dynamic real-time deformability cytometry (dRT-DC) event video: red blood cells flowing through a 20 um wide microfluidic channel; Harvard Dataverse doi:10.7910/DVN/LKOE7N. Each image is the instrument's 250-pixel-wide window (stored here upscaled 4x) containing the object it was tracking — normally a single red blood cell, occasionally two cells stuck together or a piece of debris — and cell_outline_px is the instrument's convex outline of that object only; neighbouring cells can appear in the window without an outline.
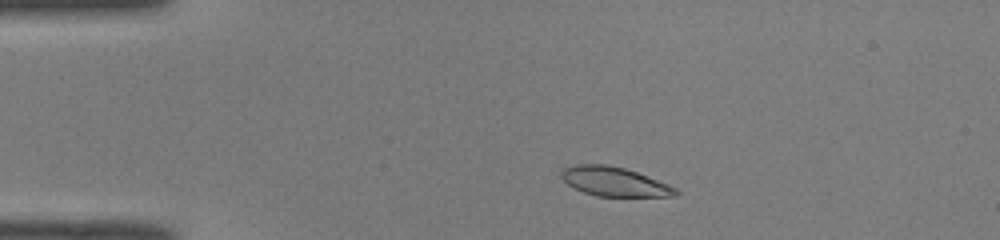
{"species": "common noctule bat (a hibernating species)", "species_latin": "Nyctalus noctula", "temperature_condition": "room temperature", "stored_images_in_passage": 45, "camera_frame_rate_fps": 3000, "um_per_image_px": 0.085, "animal": {"sex": "male", "body_mass_g": 19.0, "forearm_length_mm": 50.8}, "frame": {"image": 1, "passage_image": 5, "time_ms": 1.333, "image_size_px": [1000, 240], "cell_outline_px": [[680, 192], [676, 196], [596, 196], [584, 192], [568, 184], [560, 176], [560, 172], [564, 168], [576, 164], [608, 164], [624, 168], [636, 172], [668, 184], [676, 188]], "centroid_in_image_um": [52.21, 15.43], "position_along_channel_um": 32.8, "area_um2": 19.31}}
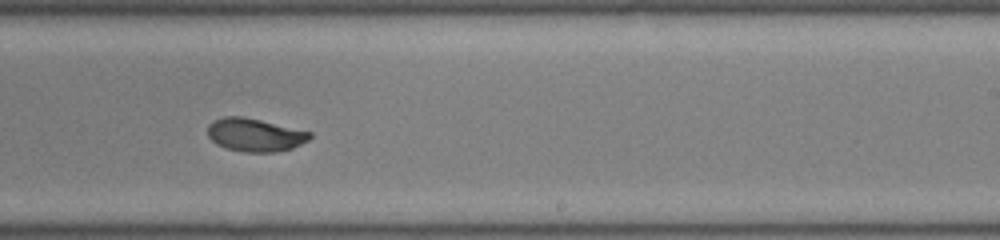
{"frame": {"image": 2, "passage_image": 26, "time_ms": 8.333, "image_size_px": [1000, 240], "cell_outline_px": [[312, 136], [308, 140], [292, 148], [276, 152], [244, 152], [228, 148], [216, 144], [208, 136], [208, 124], [212, 120], [224, 116], [244, 116], [312, 132]], "centroid_in_image_um": [21.65, 11.45], "position_along_channel_um": 267.3, "area_um2": 19.77}}
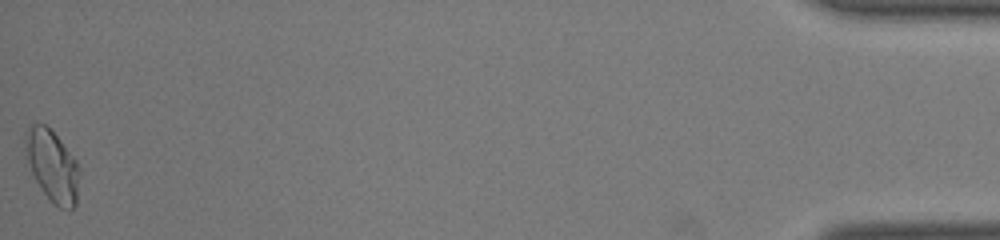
{"frame": {"image": 3, "passage_image": 45, "time_ms": 14.667, "image_size_px": [1000, 240], "cell_outline_px": [[80, 172], [76, 204], [72, 208], [60, 208], [44, 192], [36, 180], [32, 172], [28, 160], [24, 140], [24, 132], [36, 120], [44, 124], [60, 140], [76, 160], [80, 168]], "centroid_in_image_um": [4.45, 14.04], "position_along_channel_um": 430.7, "area_um2": 22.2}, "authors_computed_cell_mechanics": {"area_um2": 19.941, "velocity_mm_per_s": 4.0626, "shape_relaxation_time_tau1_ms": 6.2799, "shape_relaxation_time_tau2_ms": null, "deformation_change_tau1": 0.2114, "deformation_change_tau2": null}}